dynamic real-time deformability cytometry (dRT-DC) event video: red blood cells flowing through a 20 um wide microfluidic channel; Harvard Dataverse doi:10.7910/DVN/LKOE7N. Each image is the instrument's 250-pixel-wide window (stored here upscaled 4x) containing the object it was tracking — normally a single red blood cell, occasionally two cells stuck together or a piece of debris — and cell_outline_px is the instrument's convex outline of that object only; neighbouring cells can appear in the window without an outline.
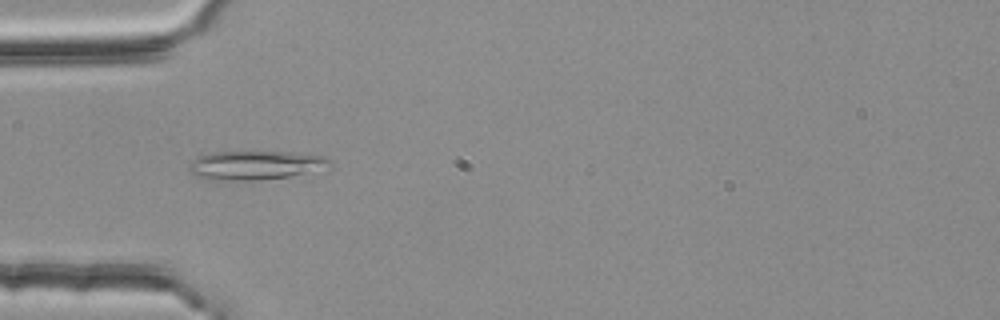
{"species": "common noctule bat (a hibernating species)", "species_latin": "Nyctalus noctula", "temperature_condition": "room temperature", "stored_images_in_passage": 2, "camera_frame_rate_fps": 3000, "um_per_image_px": 0.085, "animal": {"sex": "female", "body_mass_g": 25.1}, "frame": {"image": 1, "passage_image": 1, "time_ms": 0.0, "image_size_px": [1000, 320], "cell_outline_px": [[332, 168], [328, 172], [256, 180], [208, 180], [192, 176], [188, 168], [188, 164], [196, 156], [208, 152], [296, 152], [324, 156], [332, 164]], "centroid_in_image_um": [21.78, 14.06], "position_along_channel_um": 63.2, "area_um2": 24.8}}